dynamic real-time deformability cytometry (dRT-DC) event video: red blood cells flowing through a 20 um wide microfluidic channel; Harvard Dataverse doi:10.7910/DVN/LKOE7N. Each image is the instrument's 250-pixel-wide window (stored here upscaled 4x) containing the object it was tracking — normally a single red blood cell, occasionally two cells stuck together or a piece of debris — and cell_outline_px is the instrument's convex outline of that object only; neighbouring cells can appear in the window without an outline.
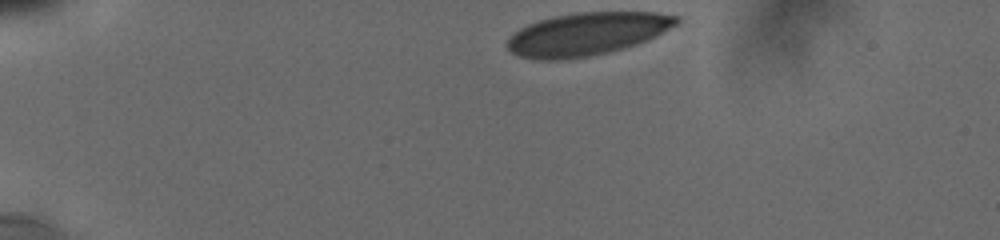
{"species": "human", "species_latin": "Homo sapiens", "temperature_condition": "cold", "stored_images_in_passage": 6, "camera_frame_rate_fps": 3000, "um_per_image_px": 0.085, "donor": {"sex": "male"}, "frame": {"image": 1, "passage_image": 1, "time_ms": 0.0, "image_size_px": [1000, 240], "cell_outline_px": [[680, 20], [676, 24], [656, 36], [648, 40], [624, 48], [608, 52], [588, 56], [560, 60], [536, 60], [520, 56], [512, 52], [508, 48], [508, 36], [512, 32], [528, 24], [552, 16], [576, 12], [656, 12], [676, 16]], "centroid_in_image_um": [49.86, 2.88], "position_along_channel_um": 35.1, "area_um2": 42.19}}
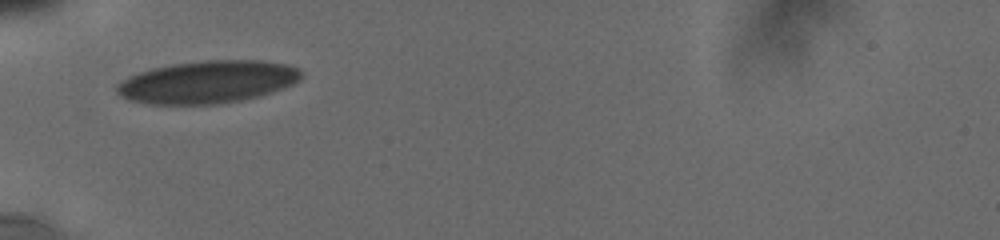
{"frame": {"image": 2, "passage_image": 4, "time_ms": 2.667, "image_size_px": [1000, 240], "cell_outline_px": [[304, 76], [300, 80], [284, 88], [260, 96], [240, 100], [216, 104], [148, 104], [128, 100], [120, 96], [116, 92], [116, 84], [120, 80], [128, 76], [152, 68], [172, 64], [204, 60], [260, 60], [288, 64], [300, 68], [304, 72]], "centroid_in_image_um": [17.66, 6.96], "position_along_channel_um": 67.3, "area_um2": 46.18}}
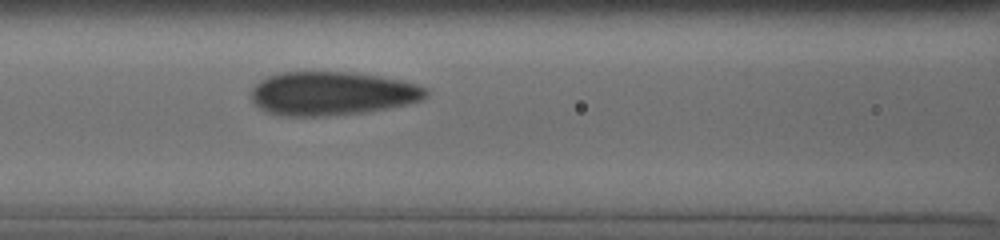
{"frame": {"image": 3, "passage_image": 6, "time_ms": 4.667, "image_size_px": [1000, 240], "cell_outline_px": [[428, 96], [420, 100], [404, 104], [364, 112], [316, 116], [288, 116], [268, 112], [256, 104], [252, 100], [252, 88], [260, 80], [268, 76], [280, 72], [352, 72], [380, 76], [400, 80], [416, 84], [428, 88]], "centroid_in_image_um": [28.22, 7.93], "position_along_channel_um": 138.4, "area_um2": 44.04}}